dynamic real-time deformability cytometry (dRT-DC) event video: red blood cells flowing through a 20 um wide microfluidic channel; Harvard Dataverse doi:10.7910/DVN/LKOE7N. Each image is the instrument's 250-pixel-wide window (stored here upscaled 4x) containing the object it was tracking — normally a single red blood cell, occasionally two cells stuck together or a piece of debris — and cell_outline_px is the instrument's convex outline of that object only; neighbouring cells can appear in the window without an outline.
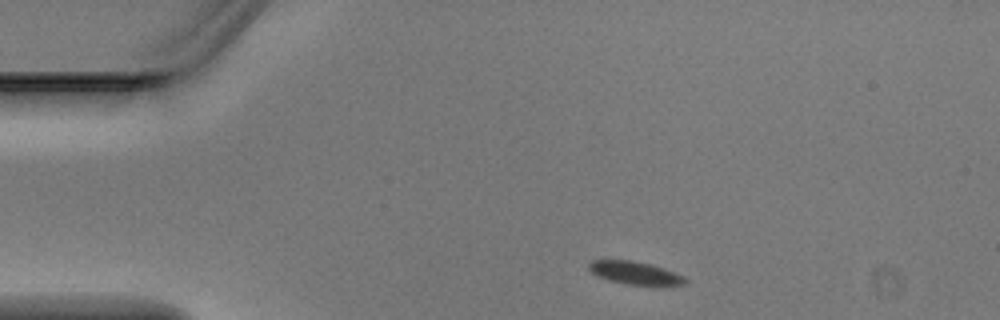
{"species": "Egyptian fruit bat (a non-hibernating species)", "species_latin": "Rousettus aegyptiacus", "temperature_condition": "warm", "stored_images_in_passage": 3, "camera_frame_rate_fps": 3000, "um_per_image_px": 0.085, "animal": {"sex": "male"}, "frame": {"image": 1, "passage_image": 1, "time_ms": 0.0, "image_size_px": [1000, 320], "cell_outline_px": [[688, 280], [684, 284], [660, 288], [624, 284], [608, 280], [596, 276], [588, 268], [588, 264], [592, 260], [632, 260], [664, 268], [684, 276]], "centroid_in_image_um": [54.03, 23.25], "position_along_channel_um": 31.0, "area_um2": 13.47}}
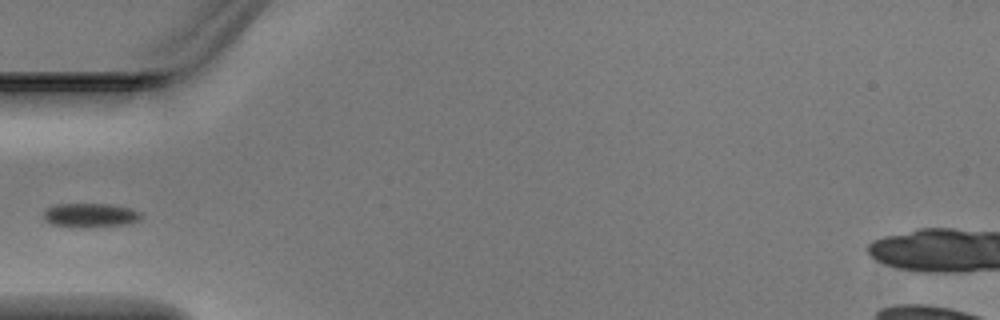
{"frame": {"image": 2, "passage_image": 3, "time_ms": 0.667, "image_size_px": [1000, 320], "cell_outline_px": [[144, 216], [140, 220], [128, 224], [52, 224], [44, 220], [44, 212], [48, 208], [56, 204], [112, 204], [132, 208], [140, 212]], "centroid_in_image_um": [7.76, 18.22], "position_along_channel_um": 77.2, "area_um2": 12.77}}